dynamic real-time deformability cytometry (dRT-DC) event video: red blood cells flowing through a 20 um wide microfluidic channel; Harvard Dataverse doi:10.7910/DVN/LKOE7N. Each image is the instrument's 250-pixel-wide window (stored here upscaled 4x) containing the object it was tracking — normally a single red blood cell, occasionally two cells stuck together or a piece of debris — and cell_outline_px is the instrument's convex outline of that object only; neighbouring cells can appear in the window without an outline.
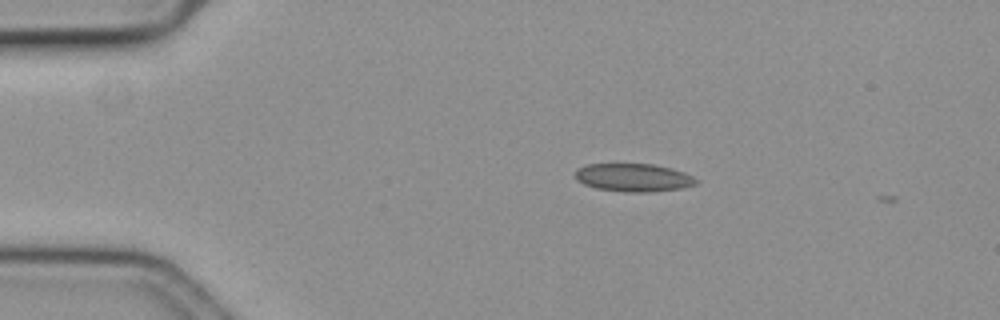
{"species": "common noctule bat (a hibernating species)", "species_latin": "Nyctalus noctula", "temperature_condition": "cold", "stored_images_in_passage": 6, "camera_frame_rate_fps": 3000, "um_per_image_px": 0.085, "animal": {"sex": "female", "body_mass_g": 19.3, "forearm_length_mm": 54.1}, "frame": {"image": 1, "passage_image": 2, "time_ms": 0.333, "image_size_px": [1000, 320], "cell_outline_px": [[700, 180], [696, 184], [684, 188], [652, 192], [624, 192], [596, 188], [584, 184], [576, 180], [576, 168], [588, 164], [652, 164], [672, 168], [684, 172]], "centroid_in_image_um": [53.87, 15.1], "position_along_channel_um": 31.1, "area_um2": 19.94}}